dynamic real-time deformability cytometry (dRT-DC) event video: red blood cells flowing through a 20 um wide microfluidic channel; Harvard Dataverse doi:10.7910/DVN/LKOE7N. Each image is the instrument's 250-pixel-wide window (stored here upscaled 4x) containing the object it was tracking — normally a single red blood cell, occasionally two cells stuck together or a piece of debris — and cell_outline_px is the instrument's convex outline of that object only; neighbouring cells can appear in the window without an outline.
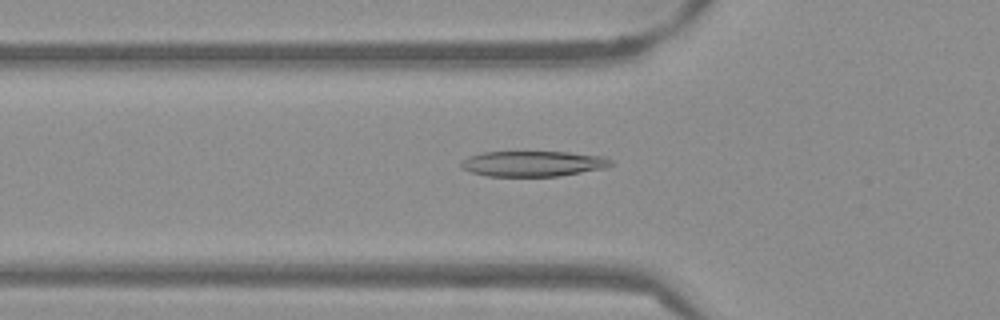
{"species": "Egyptian fruit bat (a non-hibernating species)", "species_latin": "Rousettus aegyptiacus", "temperature_condition": "warm", "stored_images_in_passage": 53, "camera_frame_rate_fps": 3000, "um_per_image_px": 0.085, "frame": {"image": 1, "passage_image": 18, "time_ms": 5.667, "image_size_px": [1000, 320], "cell_outline_px": [[612, 164], [604, 168], [560, 176], [488, 176], [472, 172], [460, 168], [460, 160], [468, 156], [484, 152], [568, 152], [604, 156], [612, 160]], "centroid_in_image_um": [45.28, 13.91], "position_along_channel_um": 80.5, "area_um2": 22.31}}
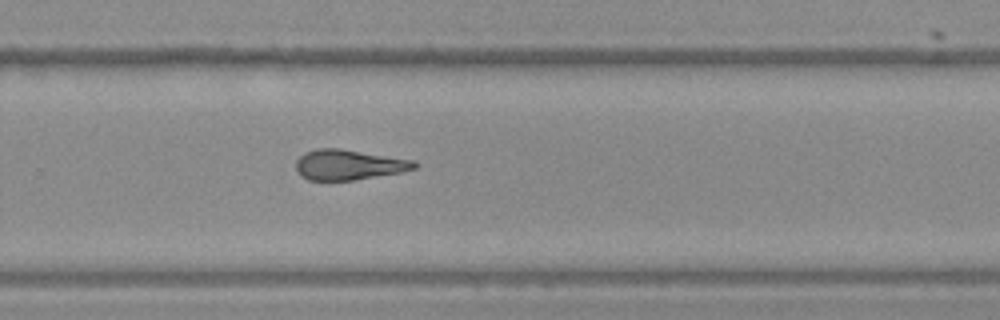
{"frame": {"image": 2, "passage_image": 35, "time_ms": 11.333, "image_size_px": [1000, 320], "cell_outline_px": [[420, 164], [416, 168], [400, 172], [352, 180], [308, 180], [300, 176], [296, 168], [296, 160], [304, 152], [316, 148], [340, 148], [416, 160]], "centroid_in_image_um": [29.64, 13.99], "position_along_channel_um": 300.2, "area_um2": 21.04}}
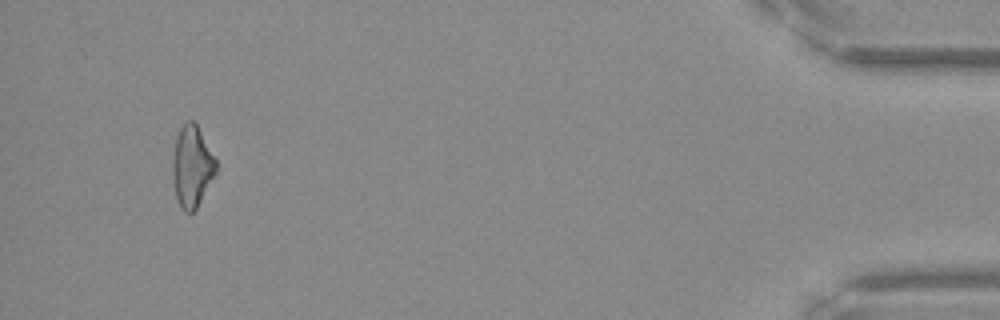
{"frame": {"image": 3, "passage_image": 50, "time_ms": 16.333, "image_size_px": [1000, 320], "cell_outline_px": [[216, 172], [196, 208], [192, 212], [184, 212], [180, 208], [176, 200], [172, 172], [172, 160], [176, 136], [180, 128], [188, 120], [192, 120], [196, 124], [216, 156]], "centroid_in_image_um": [16.31, 14.14], "position_along_channel_um": 418.9, "area_um2": 20.63}, "authors_computed_cell_mechanics": {"area_um2": 21.4438, "velocity_mm_per_s": 3.8609, "shape_relaxation_time_tau1_ms": 6.1675, "shape_relaxation_time_tau2_ms": 2.6803, "deformation_change_tau1": 0.2098, "deformation_change_tau2": 0.1353}}